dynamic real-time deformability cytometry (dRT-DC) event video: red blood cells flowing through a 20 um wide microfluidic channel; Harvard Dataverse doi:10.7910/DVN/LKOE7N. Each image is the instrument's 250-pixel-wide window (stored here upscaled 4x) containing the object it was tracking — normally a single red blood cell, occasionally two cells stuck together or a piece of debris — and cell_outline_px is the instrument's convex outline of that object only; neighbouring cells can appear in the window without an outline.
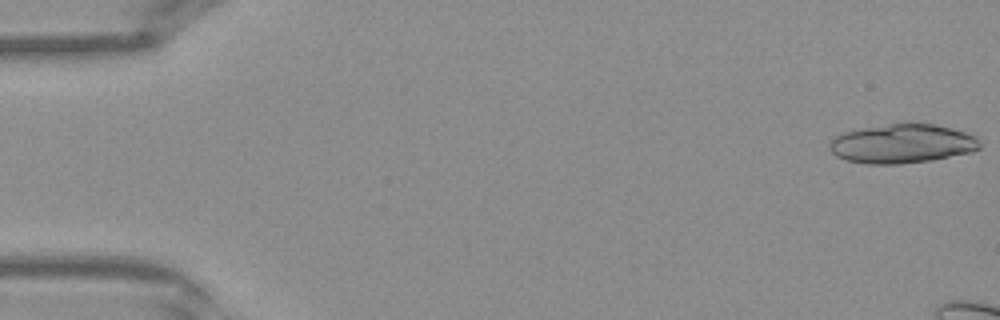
{"species": "Egyptian fruit bat (a non-hibernating species)", "species_latin": "Rousettus aegyptiacus", "temperature_condition": "warm", "stored_images_in_passage": 7, "camera_frame_rate_fps": 3000, "um_per_image_px": 0.085, "frame": {"image": 1, "passage_image": 1, "time_ms": 0.0, "image_size_px": [1000, 320], "cell_outline_px": [[980, 148], [972, 152], [932, 160], [900, 164], [864, 164], [844, 160], [836, 156], [828, 148], [828, 144], [840, 132], [864, 128], [892, 124], [936, 124], [964, 132], [976, 136], [980, 144]], "centroid_in_image_um": [76.65, 12.23], "position_along_channel_um": 8.3, "area_um2": 34.22}}